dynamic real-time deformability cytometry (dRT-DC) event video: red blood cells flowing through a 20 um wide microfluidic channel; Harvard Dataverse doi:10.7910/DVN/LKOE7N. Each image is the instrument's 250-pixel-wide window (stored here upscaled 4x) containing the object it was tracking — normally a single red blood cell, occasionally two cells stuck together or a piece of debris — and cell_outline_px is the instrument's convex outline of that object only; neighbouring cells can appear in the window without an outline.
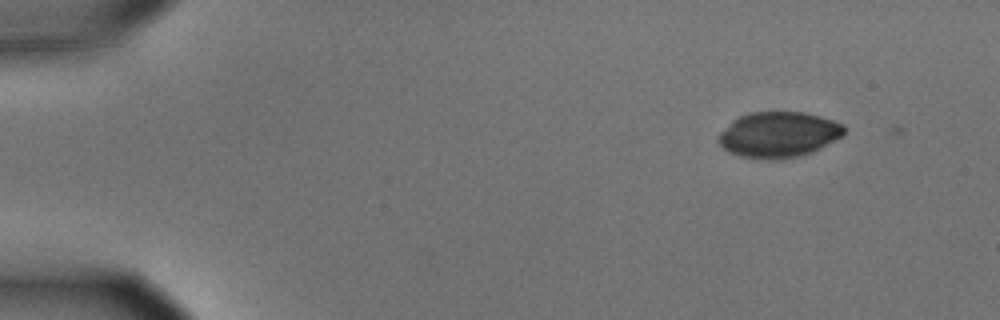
{"species": "common noctule bat (a hibernating species)", "species_latin": "Nyctalus noctula", "temperature_condition": "cold", "stored_images_in_passage": 5, "camera_frame_rate_fps": 3000, "um_per_image_px": 0.085, "animal": {"sex": "male", "body_mass_g": 15.6}, "frame": {"image": 1, "passage_image": 3, "time_ms": 0.667, "image_size_px": [1000, 320], "cell_outline_px": [[844, 136], [812, 152], [796, 156], [772, 160], [740, 156], [728, 152], [716, 140], [720, 132], [732, 120], [740, 116], [752, 112], [804, 112], [820, 116], [844, 124]], "centroid_in_image_um": [66.17, 11.44], "position_along_channel_um": 18.8, "area_um2": 33.41}}